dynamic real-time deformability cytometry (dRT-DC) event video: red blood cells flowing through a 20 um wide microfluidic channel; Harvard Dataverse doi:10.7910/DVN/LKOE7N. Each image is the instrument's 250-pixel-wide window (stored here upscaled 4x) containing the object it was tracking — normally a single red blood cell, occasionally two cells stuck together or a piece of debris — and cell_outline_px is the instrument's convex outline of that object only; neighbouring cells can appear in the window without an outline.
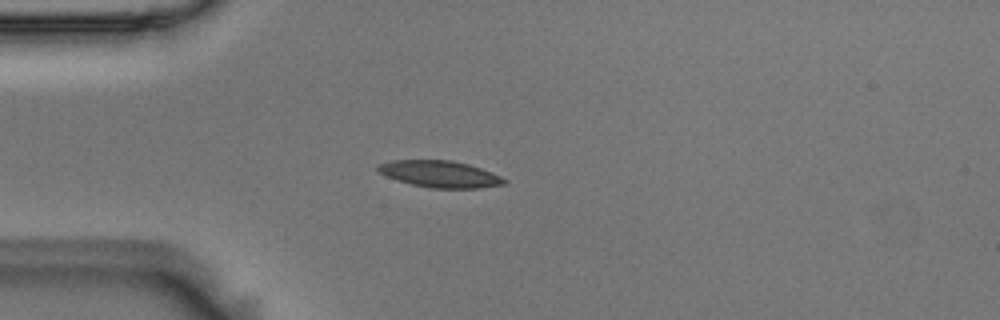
{"species": "Egyptian fruit bat (a non-hibernating species)", "species_latin": "Rousettus aegyptiacus", "temperature_condition": "room temperature", "stored_images_in_passage": 3, "camera_frame_rate_fps": 3000, "um_per_image_px": 0.085, "animal": {"sex": "male"}, "frame": {"image": 1, "passage_image": 3, "time_ms": 0.667, "image_size_px": [1000, 320], "cell_outline_px": [[508, 184], [480, 188], [428, 188], [412, 184], [388, 176], [380, 172], [376, 168], [376, 164], [392, 160], [452, 160], [468, 164], [480, 168], [500, 176], [508, 180]], "centroid_in_image_um": [37.43, 14.79], "position_along_channel_um": 47.6, "area_um2": 19.59}}